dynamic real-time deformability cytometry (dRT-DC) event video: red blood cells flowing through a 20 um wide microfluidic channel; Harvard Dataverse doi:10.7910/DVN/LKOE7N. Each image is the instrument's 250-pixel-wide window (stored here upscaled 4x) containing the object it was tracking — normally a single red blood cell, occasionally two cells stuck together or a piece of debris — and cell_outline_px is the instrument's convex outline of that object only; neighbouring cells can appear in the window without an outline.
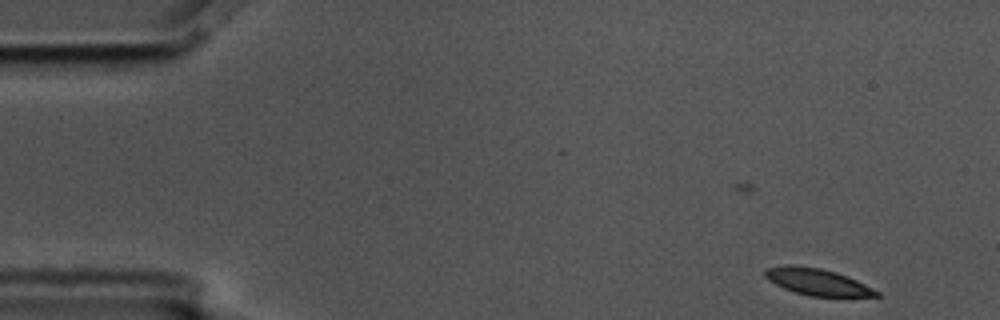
{"species": "common noctule bat (a hibernating species)", "species_latin": "Nyctalus noctula", "temperature_condition": "cold", "stored_images_in_passage": 6, "camera_frame_rate_fps": 3000, "um_per_image_px": 0.085, "animal": {"sex": "male", "body_mass_g": 17.5, "forearm_length_mm": 52.3}, "frame": {"image": 1, "passage_image": 1, "time_ms": 0.0, "image_size_px": [1000, 320], "cell_outline_px": [[880, 296], [808, 296], [784, 288], [768, 280], [764, 276], [764, 268], [788, 264], [792, 264], [820, 268], [836, 272], [848, 276], [880, 292]], "centroid_in_image_um": [69.43, 23.94], "position_along_channel_um": 15.6, "area_um2": 17.28}}
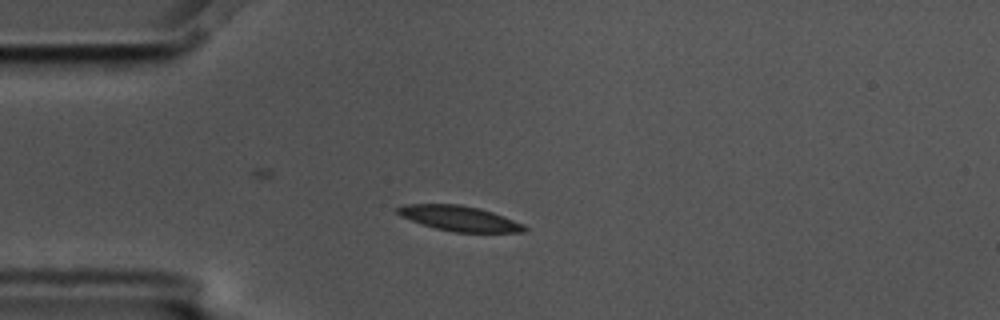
{"frame": {"image": 2, "passage_image": 4, "time_ms": 1.0, "image_size_px": [1000, 320], "cell_outline_px": [[528, 228], [524, 232], [456, 232], [436, 228], [420, 224], [400, 216], [396, 212], [396, 208], [404, 204], [460, 204], [480, 208], [504, 216], [524, 224]], "centroid_in_image_um": [39.03, 18.56], "position_along_channel_um": 46.0, "area_um2": 18.67}}